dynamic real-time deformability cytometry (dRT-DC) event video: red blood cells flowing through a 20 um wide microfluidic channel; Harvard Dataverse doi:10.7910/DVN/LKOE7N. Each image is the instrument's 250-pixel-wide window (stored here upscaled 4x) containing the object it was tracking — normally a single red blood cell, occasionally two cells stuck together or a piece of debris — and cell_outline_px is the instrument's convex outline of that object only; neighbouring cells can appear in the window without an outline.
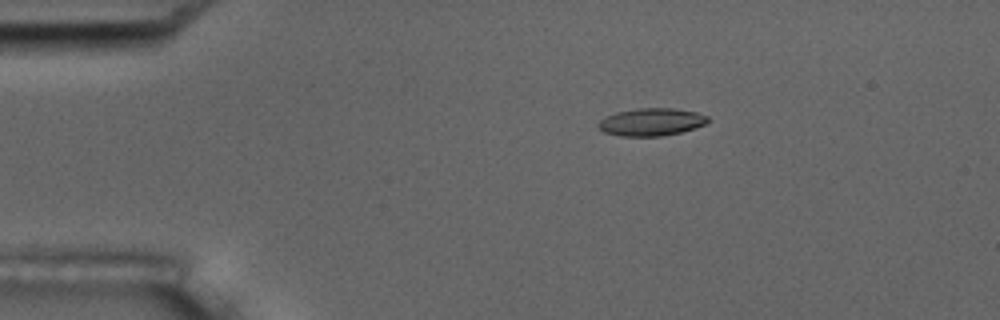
{"species": "common noctule bat (a hibernating species)", "species_latin": "Nyctalus noctula", "temperature_condition": "room temperature", "stored_images_in_passage": 5, "camera_frame_rate_fps": 3000, "um_per_image_px": 0.085, "animal": {"sex": "male", "body_mass_g": 17.5, "forearm_length_mm": 52.3}, "frame": {"image": 1, "passage_image": 2, "time_ms": 1.333, "image_size_px": [1000, 320], "cell_outline_px": [[708, 120], [704, 124], [680, 132], [660, 136], [620, 136], [604, 132], [596, 124], [604, 116], [616, 112], [636, 108], [672, 108], [696, 112], [708, 116]], "centroid_in_image_um": [55.3, 10.36], "position_along_channel_um": 29.7, "area_um2": 17.51}}
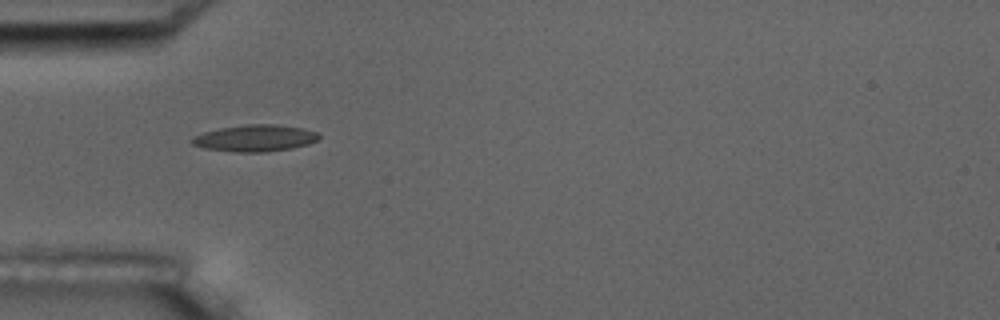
{"frame": {"image": 2, "passage_image": 4, "time_ms": 3.667, "image_size_px": [1000, 320], "cell_outline_px": [[320, 136], [316, 140], [308, 144], [292, 148], [268, 152], [236, 152], [204, 148], [192, 144], [188, 140], [192, 136], [204, 132], [220, 128], [248, 124], [272, 124], [300, 128], [316, 132]], "centroid_in_image_um": [21.62, 11.75], "position_along_channel_um": 63.4, "area_um2": 19.65}}